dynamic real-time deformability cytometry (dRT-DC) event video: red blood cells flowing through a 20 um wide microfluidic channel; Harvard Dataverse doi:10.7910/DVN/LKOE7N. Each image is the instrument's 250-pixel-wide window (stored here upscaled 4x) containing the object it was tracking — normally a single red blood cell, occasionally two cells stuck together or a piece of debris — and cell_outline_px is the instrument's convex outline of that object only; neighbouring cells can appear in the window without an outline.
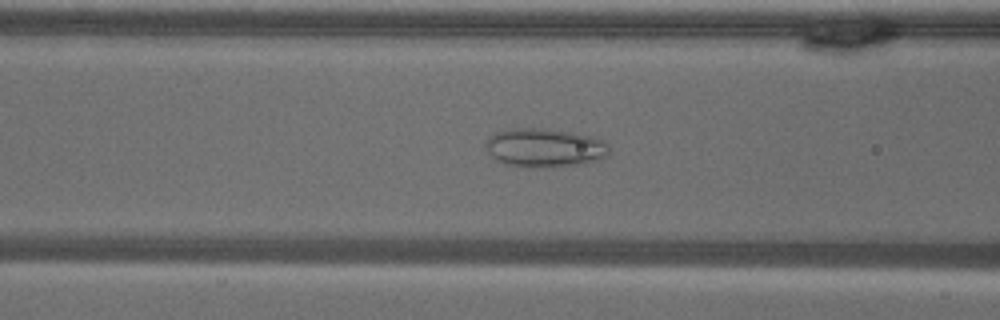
{"species": "common noctule bat (a hibernating species)", "species_latin": "Nyctalus noctula", "temperature_condition": "warm", "stored_images_in_passage": 58, "camera_frame_rate_fps": 3000, "um_per_image_px": 0.085, "animal": {"sex": "male", "body_mass_g": 18.8}, "frame": {"image": 1, "passage_image": 23, "time_ms": 7.333, "image_size_px": [1000, 320], "cell_outline_px": [[608, 156], [600, 160], [584, 164], [544, 168], [532, 168], [504, 164], [496, 160], [488, 152], [484, 144], [488, 136], [496, 132], [512, 128], [544, 128], [572, 132], [592, 136], [604, 140], [608, 144]], "centroid_in_image_um": [46.3, 12.57], "position_along_channel_um": 120.3, "area_um2": 28.5}}
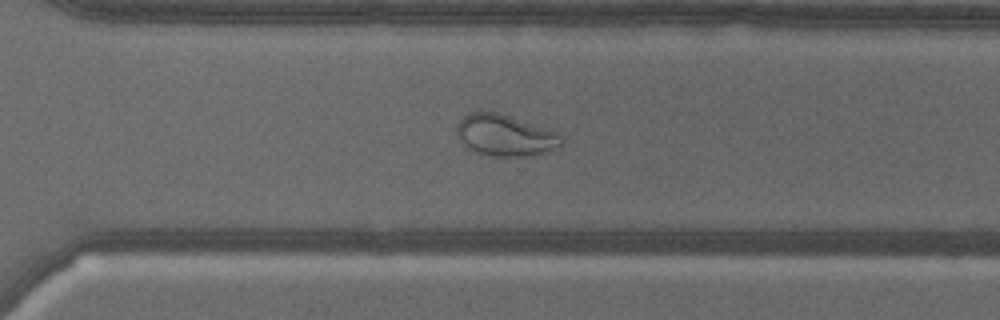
{"frame": {"image": 2, "passage_image": 41, "time_ms": 13.333, "image_size_px": [1000, 320], "cell_outline_px": [[564, 144], [560, 148], [548, 152], [532, 156], [480, 156], [468, 148], [460, 140], [456, 132], [456, 124], [468, 112], [480, 108], [496, 112], [556, 132], [564, 136]], "centroid_in_image_um": [42.92, 11.51], "position_along_channel_um": 327.7, "area_um2": 25.95}}
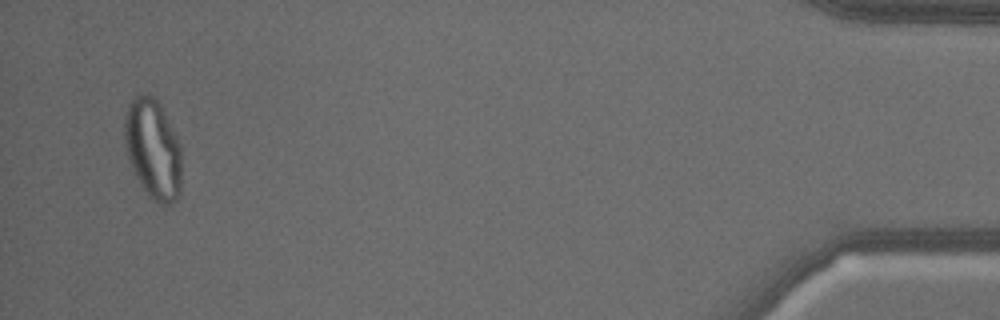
{"frame": {"image": 3, "passage_image": 56, "time_ms": 18.333, "image_size_px": [1000, 320], "cell_outline_px": [[180, 192], [176, 200], [168, 204], [156, 204], [148, 196], [140, 184], [132, 168], [128, 156], [124, 140], [124, 116], [128, 104], [140, 92], [148, 92], [156, 96], [180, 144]], "centroid_in_image_um": [12.98, 12.63], "position_along_channel_um": 422.2, "area_um2": 33.47}}